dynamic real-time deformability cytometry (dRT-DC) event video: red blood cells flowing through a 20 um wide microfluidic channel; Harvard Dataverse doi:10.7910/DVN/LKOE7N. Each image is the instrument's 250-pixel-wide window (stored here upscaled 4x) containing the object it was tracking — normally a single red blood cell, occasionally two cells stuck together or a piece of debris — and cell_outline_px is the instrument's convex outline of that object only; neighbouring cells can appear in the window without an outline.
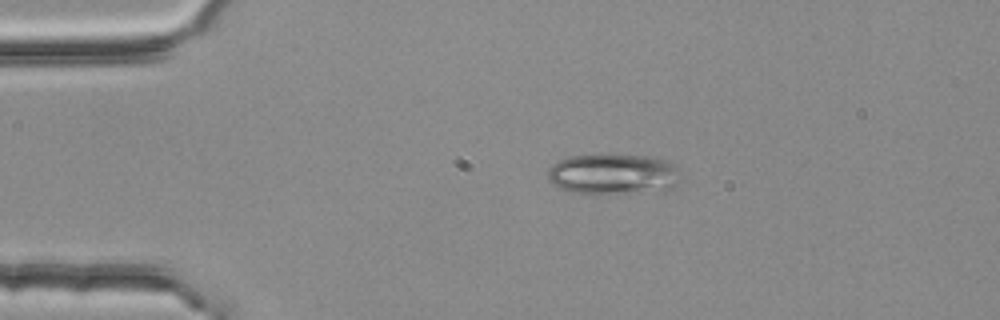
{"species": "common noctule bat (a hibernating species)", "species_latin": "Nyctalus noctula", "temperature_condition": "room temperature", "stored_images_in_passage": 3, "camera_frame_rate_fps": 3000, "um_per_image_px": 0.085, "animal": {"sex": "female", "body_mass_g": 25.1}, "frame": {"image": 1, "passage_image": 2, "time_ms": 0.333, "image_size_px": [1000, 320], "cell_outline_px": [[680, 180], [672, 188], [664, 192], [592, 196], [560, 188], [552, 184], [548, 180], [548, 168], [552, 164], [560, 160], [572, 156], [604, 152], [652, 156], [664, 160], [680, 168]], "centroid_in_image_um": [52.16, 14.81], "position_along_channel_um": 32.8, "area_um2": 33.41}}